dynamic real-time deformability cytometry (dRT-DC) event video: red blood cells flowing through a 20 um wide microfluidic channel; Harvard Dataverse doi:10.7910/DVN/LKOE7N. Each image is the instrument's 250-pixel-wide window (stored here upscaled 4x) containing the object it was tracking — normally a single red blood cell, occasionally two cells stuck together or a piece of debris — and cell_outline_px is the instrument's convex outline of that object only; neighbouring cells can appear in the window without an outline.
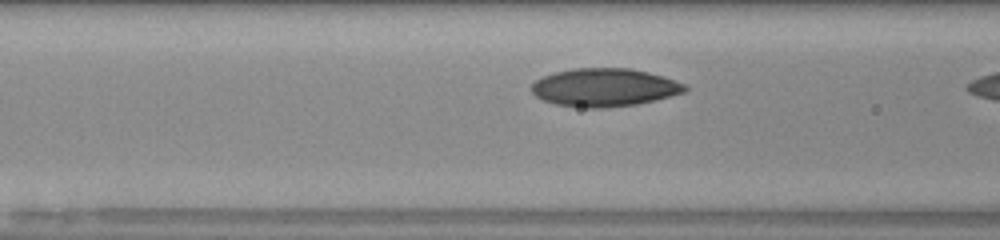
{"species": "human", "species_latin": "Homo sapiens", "temperature_condition": "room temperature", "stored_images_in_passage": 8, "camera_frame_rate_fps": 3000, "um_per_image_px": 0.085, "donor": {"sex": "male"}, "frame": {"image": 1, "passage_image": 7, "time_ms": 2.0, "image_size_px": [1000, 240], "cell_outline_px": [[688, 88], [684, 92], [656, 100], [636, 104], [604, 108], [588, 108], [556, 104], [544, 100], [536, 96], [532, 92], [532, 84], [536, 80], [544, 76], [556, 72], [572, 68], [632, 68], [664, 76], [684, 84]], "centroid_in_image_um": [51.39, 7.43], "position_along_channel_um": 115.2, "area_um2": 33.93}}